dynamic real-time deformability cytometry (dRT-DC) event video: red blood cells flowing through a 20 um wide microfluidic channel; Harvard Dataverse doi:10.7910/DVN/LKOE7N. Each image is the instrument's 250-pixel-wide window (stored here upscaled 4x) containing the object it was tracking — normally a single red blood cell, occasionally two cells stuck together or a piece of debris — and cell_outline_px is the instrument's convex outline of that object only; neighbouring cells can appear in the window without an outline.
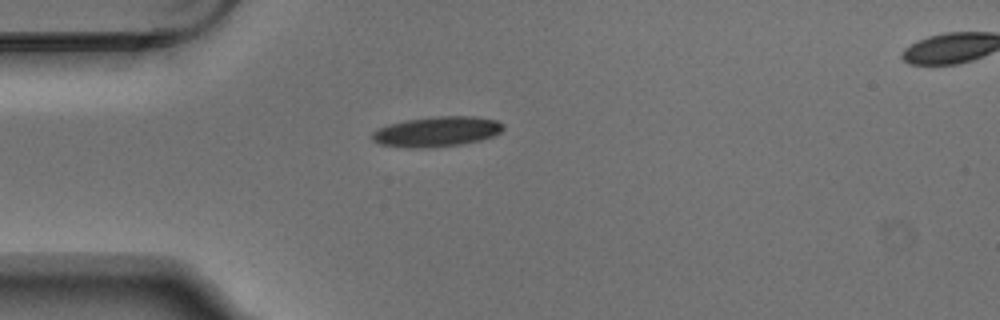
{"species": "Egyptian fruit bat (a non-hibernating species)", "species_latin": "Rousettus aegyptiacus", "temperature_condition": "warm", "stored_images_in_passage": 2, "segment_of_instrument_passage": [1, 2], "camera_frame_rate_fps": 3000, "um_per_image_px": 0.085, "animal": {"sex": "male"}, "frame": {"image": 1, "passage_image": 1, "time_ms": 0.0, "image_size_px": [1000, 320], "cell_outline_px": [[504, 128], [496, 136], [480, 140], [460, 144], [428, 148], [408, 148], [380, 144], [372, 140], [372, 132], [376, 128], [388, 124], [404, 120], [436, 116], [476, 116], [496, 120], [504, 124]], "centroid_in_image_um": [37.12, 11.18], "position_along_channel_um": 47.9, "area_um2": 23.29}}